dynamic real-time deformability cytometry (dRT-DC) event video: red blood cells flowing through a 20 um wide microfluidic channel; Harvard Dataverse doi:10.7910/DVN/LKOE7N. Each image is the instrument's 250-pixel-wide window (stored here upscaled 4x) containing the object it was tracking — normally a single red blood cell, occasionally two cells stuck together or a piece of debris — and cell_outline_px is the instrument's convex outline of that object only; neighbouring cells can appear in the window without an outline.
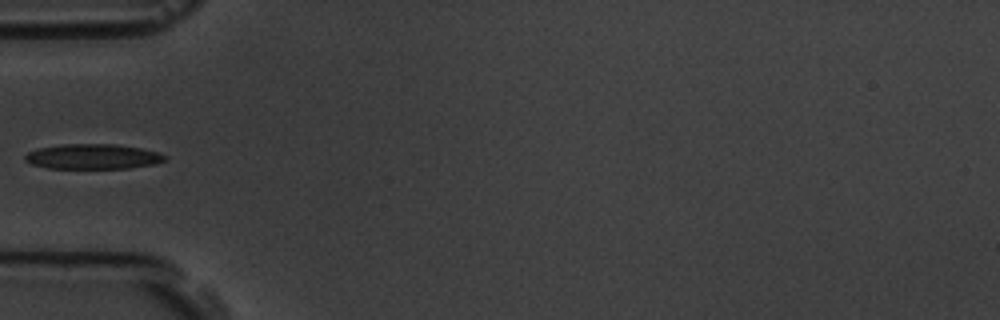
{"species": "common noctule bat (a hibernating species)", "species_latin": "Nyctalus noctula", "temperature_condition": "room temperature", "stored_images_in_passage": 22, "camera_frame_rate_fps": 3000, "um_per_image_px": 0.085, "animal": {"sex": "male", "body_mass_g": 19.5, "forearm_length_mm": 54.6}, "frame": {"image": 1, "passage_image": 1, "time_ms": 0.0, "image_size_px": [1000, 320], "cell_outline_px": [[168, 160], [156, 164], [128, 168], [48, 168], [32, 164], [24, 160], [24, 156], [28, 152], [40, 148], [60, 144], [116, 144], [140, 148], [160, 152], [168, 156]], "centroid_in_image_um": [7.95, 13.3], "position_along_channel_um": 77.0, "area_um2": 20.58}}
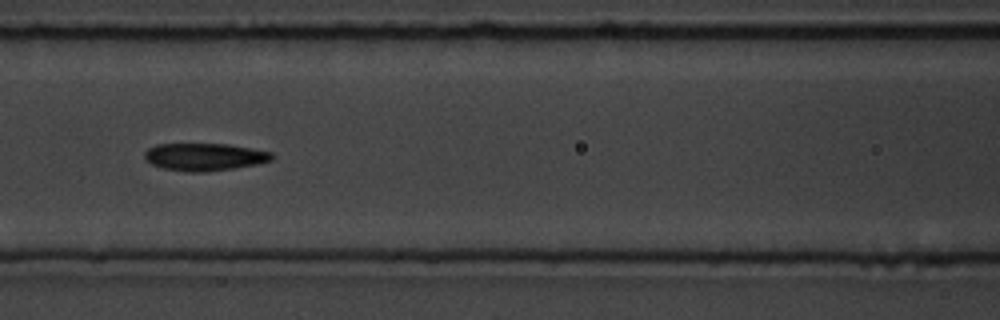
{"frame": {"image": 2, "passage_image": 7, "time_ms": 2.0, "image_size_px": [1000, 320], "cell_outline_px": [[272, 160], [256, 164], [236, 168], [204, 172], [188, 172], [164, 168], [152, 164], [144, 156], [144, 152], [148, 148], [156, 144], [228, 144], [252, 148], [272, 152]], "centroid_in_image_um": [17.39, 13.33], "position_along_channel_um": 149.2, "area_um2": 20.35}}
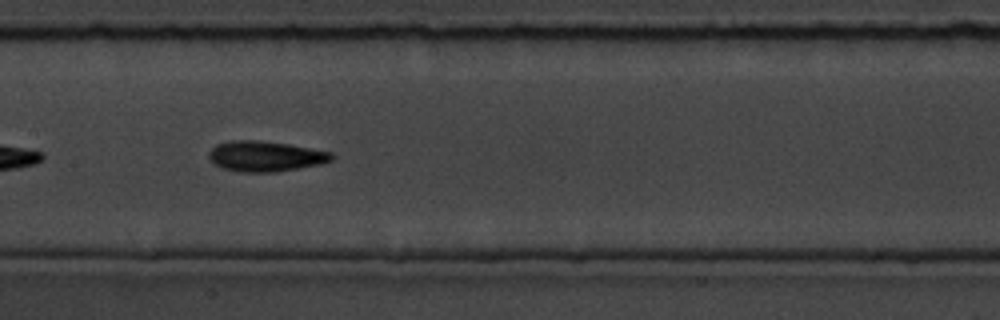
{"frame": {"image": 3, "passage_image": 10, "time_ms": 3.0, "image_size_px": [1000, 320], "cell_outline_px": [[336, 156], [332, 160], [324, 164], [276, 172], [240, 172], [220, 168], [208, 156], [208, 152], [216, 144], [228, 140], [256, 140], [288, 144], [332, 152]], "centroid_in_image_um": [22.58, 13.28], "position_along_channel_um": 184.8, "area_um2": 22.02}}